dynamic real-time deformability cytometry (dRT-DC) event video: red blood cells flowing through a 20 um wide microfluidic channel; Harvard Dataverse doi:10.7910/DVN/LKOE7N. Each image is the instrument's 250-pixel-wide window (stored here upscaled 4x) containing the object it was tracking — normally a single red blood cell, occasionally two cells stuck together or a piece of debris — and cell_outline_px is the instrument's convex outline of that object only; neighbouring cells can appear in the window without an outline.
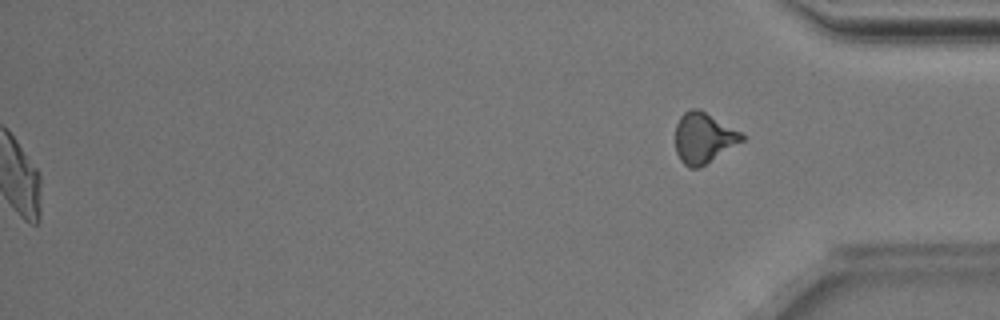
{"species": "Egyptian fruit bat (a non-hibernating species)", "species_latin": "Rousettus aegyptiacus", "temperature_condition": "room temperature", "stored_images_in_passage": 52, "segment_of_instrument_passage": [2, 2], "camera_frame_rate_fps": 3000, "um_per_image_px": 0.085, "animal": {"sex": "male"}, "frame": {"image": 1, "passage_image": 52, "time_ms": 17.0, "image_size_px": [1000, 320], "cell_outline_px": [[748, 136], [744, 140], [700, 168], [688, 168], [680, 160], [676, 152], [676, 124], [680, 116], [684, 112], [692, 108], [700, 108]], "centroid_in_image_um": [59.81, 11.72], "position_along_channel_um": 375.4, "area_um2": 19.83}}